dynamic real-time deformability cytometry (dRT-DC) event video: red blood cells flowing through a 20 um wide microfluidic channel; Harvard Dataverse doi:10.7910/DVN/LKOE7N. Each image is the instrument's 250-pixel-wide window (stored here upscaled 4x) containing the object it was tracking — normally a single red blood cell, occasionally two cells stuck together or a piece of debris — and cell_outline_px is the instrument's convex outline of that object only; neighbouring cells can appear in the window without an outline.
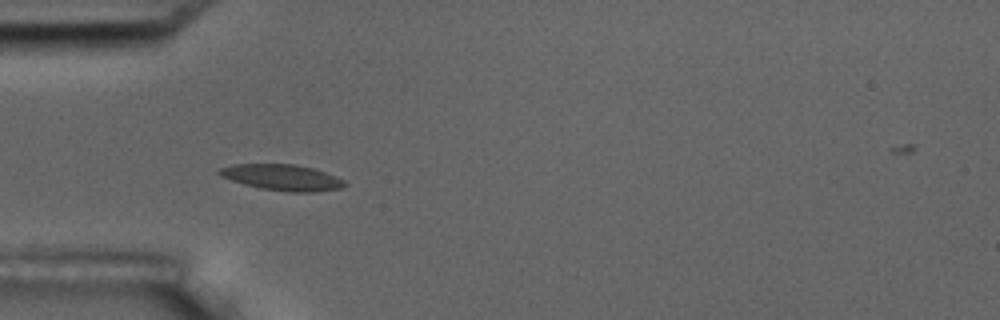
{"species": "common noctule bat (a hibernating species)", "species_latin": "Nyctalus noctula", "temperature_condition": "room temperature", "stored_images_in_passage": 17, "camera_frame_rate_fps": 3000, "um_per_image_px": 0.085, "animal": {"sex": "male", "body_mass_g": 17.5, "forearm_length_mm": 52.3}, "frame": {"image": 1, "passage_image": 6, "time_ms": 5.667, "image_size_px": [1000, 320], "cell_outline_px": [[348, 184], [340, 188], [316, 192], [288, 192], [260, 188], [244, 184], [220, 176], [216, 172], [220, 168], [232, 164], [296, 164], [312, 168], [336, 176], [344, 180]], "centroid_in_image_um": [23.98, 15.08], "position_along_channel_um": 61.0, "area_um2": 19.02}}
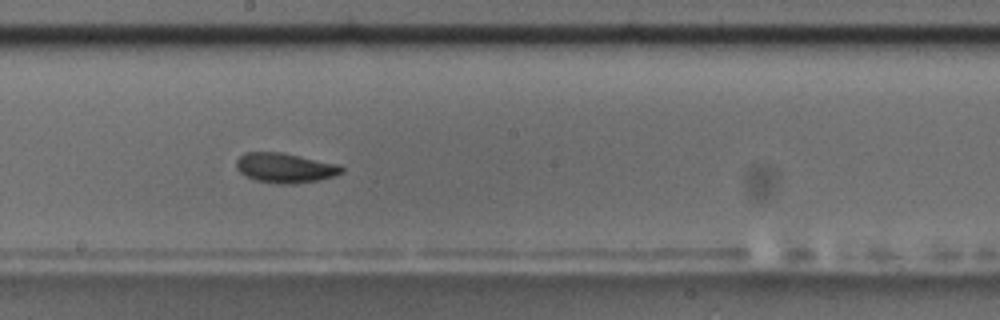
{"frame": {"image": 2, "passage_image": 10, "time_ms": 10.333, "image_size_px": [1000, 320], "cell_outline_px": [[344, 172], [336, 176], [320, 180], [296, 184], [276, 184], [256, 180], [240, 172], [236, 168], [236, 160], [244, 152], [280, 152], [340, 164], [344, 168]], "centroid_in_image_um": [24.27, 14.28], "position_along_channel_um": 223.9, "area_um2": 18.5}, "authors_computed_cell_mechanics": {"area_um2": 17.4556, "velocity_mm_per_s": 3.555, "shape_relaxation_time_tau1_ms": 1.9852, "shape_relaxation_time_tau2_ms": 1.6242, "deformation_change_tau1": 0.0794, "deformation_change_tau2": 0.0645}}